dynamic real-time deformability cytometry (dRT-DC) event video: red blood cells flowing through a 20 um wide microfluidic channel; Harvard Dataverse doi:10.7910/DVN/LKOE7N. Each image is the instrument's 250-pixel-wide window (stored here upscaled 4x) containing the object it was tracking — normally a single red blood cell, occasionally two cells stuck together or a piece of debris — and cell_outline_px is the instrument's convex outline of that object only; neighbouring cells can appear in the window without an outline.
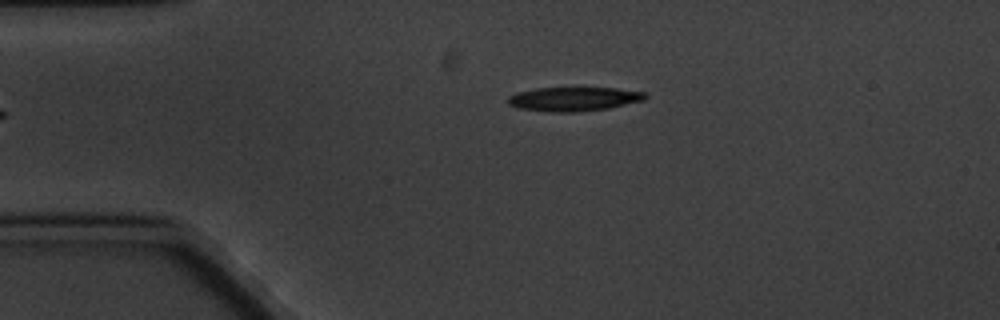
{"species": "common noctule bat (a hibernating species)", "species_latin": "Nyctalus noctula", "temperature_condition": "cold", "stored_images_in_passage": 5, "camera_frame_rate_fps": 3000, "um_per_image_px": 0.085, "animal": {"sex": "male", "body_mass_g": 20.1, "forearm_length_mm": 53.5}, "frame": {"image": 1, "passage_image": 5, "time_ms": 5.667, "image_size_px": [1000, 320], "cell_outline_px": [[648, 96], [644, 100], [608, 108], [576, 112], [548, 112], [516, 108], [508, 104], [508, 96], [516, 92], [536, 88], [616, 88], [644, 92]], "centroid_in_image_um": [48.73, 8.42], "position_along_channel_um": 36.3, "area_um2": 19.31}}